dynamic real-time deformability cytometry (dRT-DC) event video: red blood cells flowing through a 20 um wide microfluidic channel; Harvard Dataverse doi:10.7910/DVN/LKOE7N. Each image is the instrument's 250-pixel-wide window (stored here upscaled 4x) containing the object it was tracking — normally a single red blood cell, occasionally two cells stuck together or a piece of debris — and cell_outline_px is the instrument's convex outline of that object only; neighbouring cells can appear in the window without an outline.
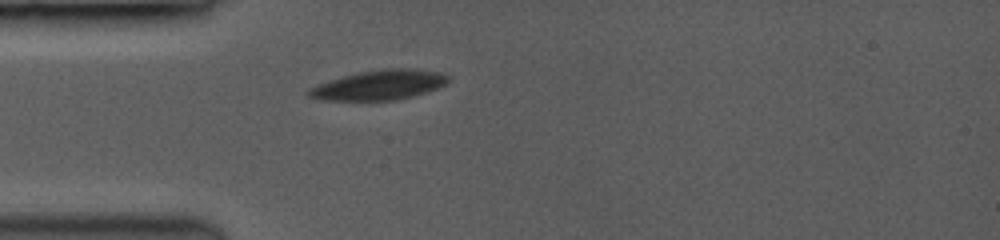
{"species": "common noctule bat (a hibernating species)", "species_latin": "Nyctalus noctula", "temperature_condition": "room temperature", "stored_images_in_passage": 33, "camera_frame_rate_fps": 3500, "um_per_image_px": 0.085, "animal": {"sex": "female", "body_mass_g": 19.0, "forearm_length_mm": 53.3}, "frame": {"image": 1, "passage_image": 1, "time_ms": 0.0, "image_size_px": [1000, 240], "cell_outline_px": [[448, 80], [444, 84], [436, 88], [412, 96], [392, 100], [324, 100], [308, 96], [308, 92], [312, 88], [320, 84], [344, 76], [360, 72], [384, 68], [400, 68], [436, 72], [444, 76]], "centroid_in_image_um": [32.2, 7.23], "position_along_channel_um": 52.8, "area_um2": 23.18}}
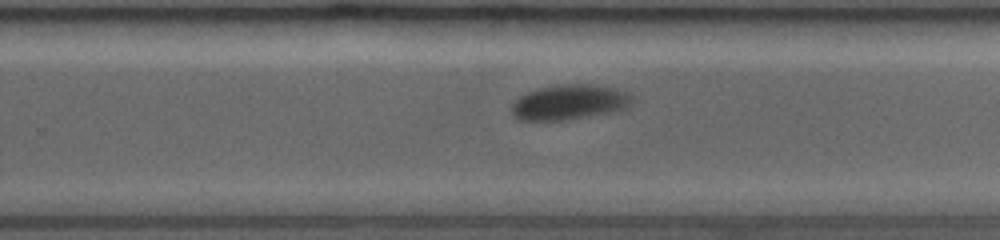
{"frame": {"image": 2, "passage_image": 18, "time_ms": 4.857, "image_size_px": [1000, 240], "cell_outline_px": [[628, 104], [624, 108], [608, 112], [564, 120], [520, 120], [512, 112], [512, 104], [520, 96], [528, 92], [544, 88], [580, 84], [612, 88], [624, 92], [628, 96]], "centroid_in_image_um": [48.3, 8.72], "position_along_channel_um": 281.5, "area_um2": 23.12}}
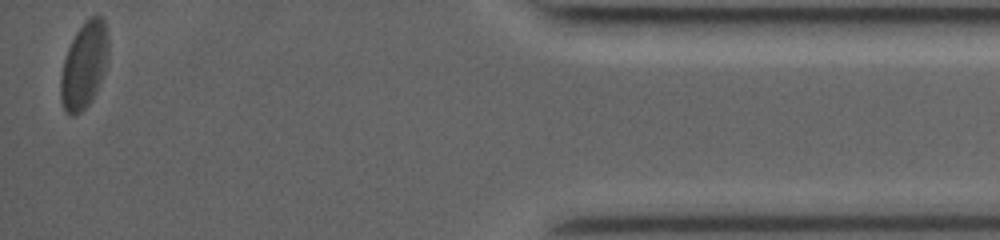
{"frame": {"image": 3, "passage_image": 33, "time_ms": 9.143, "image_size_px": [1000, 240], "cell_outline_px": [[108, 60], [104, 72], [96, 92], [92, 100], [80, 112], [72, 116], [68, 116], [64, 112], [60, 100], [60, 76], [64, 60], [68, 48], [76, 32], [92, 16], [100, 16], [104, 20], [108, 32]], "centroid_in_image_um": [7.14, 5.6], "position_along_channel_um": 428.1, "area_um2": 24.1}}